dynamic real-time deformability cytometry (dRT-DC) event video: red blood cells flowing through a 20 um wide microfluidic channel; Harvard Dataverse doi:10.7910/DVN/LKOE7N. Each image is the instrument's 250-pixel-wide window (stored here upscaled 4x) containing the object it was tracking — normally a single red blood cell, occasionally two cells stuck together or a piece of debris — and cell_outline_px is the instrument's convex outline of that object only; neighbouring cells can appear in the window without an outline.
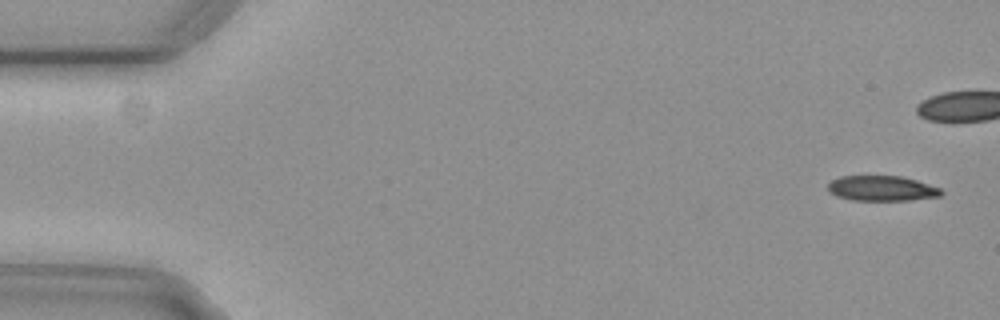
{"species": "common noctule bat (a hibernating species)", "species_latin": "Nyctalus noctula", "temperature_condition": "cold", "stored_images_in_passage": 11, "camera_frame_rate_fps": 3000, "um_per_image_px": 0.085, "animal": {"sex": "female", "body_mass_g": 29.2, "forearm_length_mm": 56.3}, "frame": {"image": 1, "passage_image": 2, "time_ms": 0.333, "image_size_px": [1000, 320], "cell_outline_px": [[944, 192], [940, 196], [908, 200], [852, 200], [836, 196], [828, 192], [828, 184], [832, 180], [840, 176], [900, 176], [916, 180], [940, 188]], "centroid_in_image_um": [74.93, 16.01], "position_along_channel_um": 10.1, "area_um2": 16.59}}